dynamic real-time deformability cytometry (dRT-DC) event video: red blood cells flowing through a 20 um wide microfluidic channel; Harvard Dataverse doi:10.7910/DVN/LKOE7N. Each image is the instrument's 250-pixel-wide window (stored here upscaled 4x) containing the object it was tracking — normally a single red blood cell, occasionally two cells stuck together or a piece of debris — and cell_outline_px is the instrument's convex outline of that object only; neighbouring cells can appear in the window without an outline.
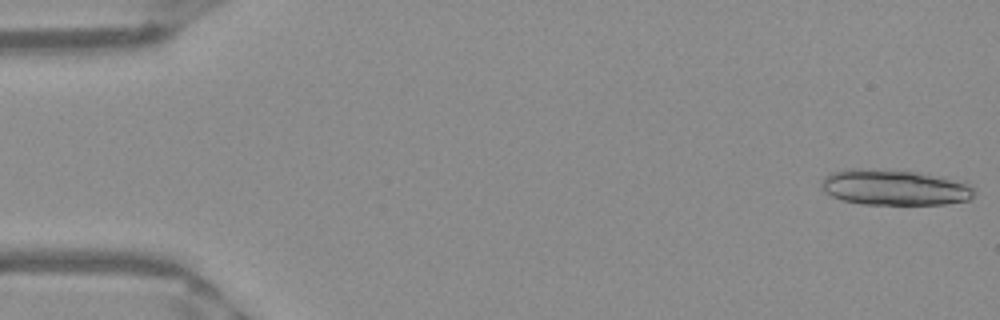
{"species": "Egyptian fruit bat (a non-hibernating species)", "species_latin": "Rousettus aegyptiacus", "temperature_condition": "warm", "stored_images_in_passage": 19, "camera_frame_rate_fps": 3000, "um_per_image_px": 0.085, "frame": {"image": 1, "passage_image": 1, "time_ms": 0.0, "image_size_px": [1000, 320], "cell_outline_px": [[976, 192], [972, 200], [948, 204], [864, 204], [844, 200], [832, 196], [824, 192], [820, 188], [820, 180], [832, 172], [852, 168], [860, 168], [916, 172], [964, 180]], "centroid_in_image_um": [76.07, 15.93], "position_along_channel_um": 8.9, "area_um2": 32.08}}